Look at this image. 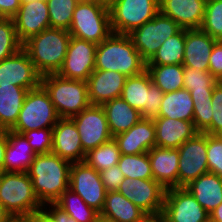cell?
I'll list each match as a JSON object with an SVG mask.
<instances>
[{"label": "cell", "instance_id": "cell-1", "mask_svg": "<svg viewBox=\"0 0 222 222\" xmlns=\"http://www.w3.org/2000/svg\"><path fill=\"white\" fill-rule=\"evenodd\" d=\"M71 164L52 152L36 154L27 173L42 205L55 203L69 188Z\"/></svg>", "mask_w": 222, "mask_h": 222}, {"label": "cell", "instance_id": "cell-2", "mask_svg": "<svg viewBox=\"0 0 222 222\" xmlns=\"http://www.w3.org/2000/svg\"><path fill=\"white\" fill-rule=\"evenodd\" d=\"M71 35L67 30L48 28L22 44L41 75L57 74L67 53Z\"/></svg>", "mask_w": 222, "mask_h": 222}, {"label": "cell", "instance_id": "cell-3", "mask_svg": "<svg viewBox=\"0 0 222 222\" xmlns=\"http://www.w3.org/2000/svg\"><path fill=\"white\" fill-rule=\"evenodd\" d=\"M95 70L116 71L127 77L136 76L146 70L128 34L111 33L97 45Z\"/></svg>", "mask_w": 222, "mask_h": 222}, {"label": "cell", "instance_id": "cell-4", "mask_svg": "<svg viewBox=\"0 0 222 222\" xmlns=\"http://www.w3.org/2000/svg\"><path fill=\"white\" fill-rule=\"evenodd\" d=\"M68 32L97 45L104 41L112 33L108 0H80Z\"/></svg>", "mask_w": 222, "mask_h": 222}, {"label": "cell", "instance_id": "cell-5", "mask_svg": "<svg viewBox=\"0 0 222 222\" xmlns=\"http://www.w3.org/2000/svg\"><path fill=\"white\" fill-rule=\"evenodd\" d=\"M41 85L47 91L60 118H71L91 105L86 81L47 74L41 76Z\"/></svg>", "mask_w": 222, "mask_h": 222}, {"label": "cell", "instance_id": "cell-6", "mask_svg": "<svg viewBox=\"0 0 222 222\" xmlns=\"http://www.w3.org/2000/svg\"><path fill=\"white\" fill-rule=\"evenodd\" d=\"M0 203L12 218H23L41 210L27 172H6L0 180Z\"/></svg>", "mask_w": 222, "mask_h": 222}, {"label": "cell", "instance_id": "cell-7", "mask_svg": "<svg viewBox=\"0 0 222 222\" xmlns=\"http://www.w3.org/2000/svg\"><path fill=\"white\" fill-rule=\"evenodd\" d=\"M59 119L47 91L40 84L27 92L17 122L10 131L23 134L25 131L53 128Z\"/></svg>", "mask_w": 222, "mask_h": 222}, {"label": "cell", "instance_id": "cell-8", "mask_svg": "<svg viewBox=\"0 0 222 222\" xmlns=\"http://www.w3.org/2000/svg\"><path fill=\"white\" fill-rule=\"evenodd\" d=\"M113 33L129 34L159 12V0H108Z\"/></svg>", "mask_w": 222, "mask_h": 222}, {"label": "cell", "instance_id": "cell-9", "mask_svg": "<svg viewBox=\"0 0 222 222\" xmlns=\"http://www.w3.org/2000/svg\"><path fill=\"white\" fill-rule=\"evenodd\" d=\"M164 92L151 79L147 70L136 76L127 77L121 98L138 110L142 118L158 117Z\"/></svg>", "mask_w": 222, "mask_h": 222}, {"label": "cell", "instance_id": "cell-10", "mask_svg": "<svg viewBox=\"0 0 222 222\" xmlns=\"http://www.w3.org/2000/svg\"><path fill=\"white\" fill-rule=\"evenodd\" d=\"M182 28L171 18L160 12L142 26L131 31L130 37L141 58L147 63L169 37Z\"/></svg>", "mask_w": 222, "mask_h": 222}, {"label": "cell", "instance_id": "cell-11", "mask_svg": "<svg viewBox=\"0 0 222 222\" xmlns=\"http://www.w3.org/2000/svg\"><path fill=\"white\" fill-rule=\"evenodd\" d=\"M178 187H185L202 174L208 173L207 134L198 132L179 148Z\"/></svg>", "mask_w": 222, "mask_h": 222}, {"label": "cell", "instance_id": "cell-12", "mask_svg": "<svg viewBox=\"0 0 222 222\" xmlns=\"http://www.w3.org/2000/svg\"><path fill=\"white\" fill-rule=\"evenodd\" d=\"M69 189L78 194L89 207L101 213L105 203L106 190L100 173L85 161L71 164Z\"/></svg>", "mask_w": 222, "mask_h": 222}, {"label": "cell", "instance_id": "cell-13", "mask_svg": "<svg viewBox=\"0 0 222 222\" xmlns=\"http://www.w3.org/2000/svg\"><path fill=\"white\" fill-rule=\"evenodd\" d=\"M165 222H208L209 213L185 187L167 189L163 211Z\"/></svg>", "mask_w": 222, "mask_h": 222}, {"label": "cell", "instance_id": "cell-14", "mask_svg": "<svg viewBox=\"0 0 222 222\" xmlns=\"http://www.w3.org/2000/svg\"><path fill=\"white\" fill-rule=\"evenodd\" d=\"M118 192L147 215H158L163 211L166 189L154 179L124 178Z\"/></svg>", "mask_w": 222, "mask_h": 222}, {"label": "cell", "instance_id": "cell-15", "mask_svg": "<svg viewBox=\"0 0 222 222\" xmlns=\"http://www.w3.org/2000/svg\"><path fill=\"white\" fill-rule=\"evenodd\" d=\"M71 119L77 127L85 153L113 138L101 105H90Z\"/></svg>", "mask_w": 222, "mask_h": 222}, {"label": "cell", "instance_id": "cell-16", "mask_svg": "<svg viewBox=\"0 0 222 222\" xmlns=\"http://www.w3.org/2000/svg\"><path fill=\"white\" fill-rule=\"evenodd\" d=\"M97 44L71 36L60 77L87 81L95 70Z\"/></svg>", "mask_w": 222, "mask_h": 222}, {"label": "cell", "instance_id": "cell-17", "mask_svg": "<svg viewBox=\"0 0 222 222\" xmlns=\"http://www.w3.org/2000/svg\"><path fill=\"white\" fill-rule=\"evenodd\" d=\"M10 84L28 90L41 84V75L23 48L16 54L0 61V85Z\"/></svg>", "mask_w": 222, "mask_h": 222}, {"label": "cell", "instance_id": "cell-18", "mask_svg": "<svg viewBox=\"0 0 222 222\" xmlns=\"http://www.w3.org/2000/svg\"><path fill=\"white\" fill-rule=\"evenodd\" d=\"M13 20L17 37L23 44L30 37L50 28L47 1L22 2Z\"/></svg>", "mask_w": 222, "mask_h": 222}, {"label": "cell", "instance_id": "cell-19", "mask_svg": "<svg viewBox=\"0 0 222 222\" xmlns=\"http://www.w3.org/2000/svg\"><path fill=\"white\" fill-rule=\"evenodd\" d=\"M52 153L71 163L84 161L86 153L71 118H60L52 128Z\"/></svg>", "mask_w": 222, "mask_h": 222}, {"label": "cell", "instance_id": "cell-20", "mask_svg": "<svg viewBox=\"0 0 222 222\" xmlns=\"http://www.w3.org/2000/svg\"><path fill=\"white\" fill-rule=\"evenodd\" d=\"M206 0H159V12L173 19L182 29H200Z\"/></svg>", "mask_w": 222, "mask_h": 222}, {"label": "cell", "instance_id": "cell-21", "mask_svg": "<svg viewBox=\"0 0 222 222\" xmlns=\"http://www.w3.org/2000/svg\"><path fill=\"white\" fill-rule=\"evenodd\" d=\"M113 138L122 155L146 153L156 146V128L153 119L141 118L129 130Z\"/></svg>", "mask_w": 222, "mask_h": 222}, {"label": "cell", "instance_id": "cell-22", "mask_svg": "<svg viewBox=\"0 0 222 222\" xmlns=\"http://www.w3.org/2000/svg\"><path fill=\"white\" fill-rule=\"evenodd\" d=\"M126 79V75L116 71L94 70L86 81L91 105L120 97Z\"/></svg>", "mask_w": 222, "mask_h": 222}, {"label": "cell", "instance_id": "cell-23", "mask_svg": "<svg viewBox=\"0 0 222 222\" xmlns=\"http://www.w3.org/2000/svg\"><path fill=\"white\" fill-rule=\"evenodd\" d=\"M153 122L156 128V146L161 148L178 149L198 133L193 121L156 117Z\"/></svg>", "mask_w": 222, "mask_h": 222}, {"label": "cell", "instance_id": "cell-24", "mask_svg": "<svg viewBox=\"0 0 222 222\" xmlns=\"http://www.w3.org/2000/svg\"><path fill=\"white\" fill-rule=\"evenodd\" d=\"M217 40L201 29H185L184 67L208 71L209 57Z\"/></svg>", "mask_w": 222, "mask_h": 222}, {"label": "cell", "instance_id": "cell-25", "mask_svg": "<svg viewBox=\"0 0 222 222\" xmlns=\"http://www.w3.org/2000/svg\"><path fill=\"white\" fill-rule=\"evenodd\" d=\"M153 179L166 190L178 187V149L154 146L148 151Z\"/></svg>", "mask_w": 222, "mask_h": 222}, {"label": "cell", "instance_id": "cell-26", "mask_svg": "<svg viewBox=\"0 0 222 222\" xmlns=\"http://www.w3.org/2000/svg\"><path fill=\"white\" fill-rule=\"evenodd\" d=\"M185 188L209 214L222 202V177L217 174H202Z\"/></svg>", "mask_w": 222, "mask_h": 222}, {"label": "cell", "instance_id": "cell-27", "mask_svg": "<svg viewBox=\"0 0 222 222\" xmlns=\"http://www.w3.org/2000/svg\"><path fill=\"white\" fill-rule=\"evenodd\" d=\"M35 156L23 134L8 130V144L3 164L6 172H27Z\"/></svg>", "mask_w": 222, "mask_h": 222}, {"label": "cell", "instance_id": "cell-28", "mask_svg": "<svg viewBox=\"0 0 222 222\" xmlns=\"http://www.w3.org/2000/svg\"><path fill=\"white\" fill-rule=\"evenodd\" d=\"M101 106L105 111L109 131L113 137L126 132L142 118L140 112L121 97L107 101Z\"/></svg>", "mask_w": 222, "mask_h": 222}, {"label": "cell", "instance_id": "cell-29", "mask_svg": "<svg viewBox=\"0 0 222 222\" xmlns=\"http://www.w3.org/2000/svg\"><path fill=\"white\" fill-rule=\"evenodd\" d=\"M100 214L117 222H140L147 215L118 191L106 192Z\"/></svg>", "mask_w": 222, "mask_h": 222}, {"label": "cell", "instance_id": "cell-30", "mask_svg": "<svg viewBox=\"0 0 222 222\" xmlns=\"http://www.w3.org/2000/svg\"><path fill=\"white\" fill-rule=\"evenodd\" d=\"M29 90L16 85H0V124L10 130L17 122Z\"/></svg>", "mask_w": 222, "mask_h": 222}, {"label": "cell", "instance_id": "cell-31", "mask_svg": "<svg viewBox=\"0 0 222 222\" xmlns=\"http://www.w3.org/2000/svg\"><path fill=\"white\" fill-rule=\"evenodd\" d=\"M194 104L190 91L180 89L164 93L158 117L193 121Z\"/></svg>", "mask_w": 222, "mask_h": 222}, {"label": "cell", "instance_id": "cell-32", "mask_svg": "<svg viewBox=\"0 0 222 222\" xmlns=\"http://www.w3.org/2000/svg\"><path fill=\"white\" fill-rule=\"evenodd\" d=\"M152 82L164 93L184 88V66L182 64L146 65Z\"/></svg>", "mask_w": 222, "mask_h": 222}, {"label": "cell", "instance_id": "cell-33", "mask_svg": "<svg viewBox=\"0 0 222 222\" xmlns=\"http://www.w3.org/2000/svg\"><path fill=\"white\" fill-rule=\"evenodd\" d=\"M185 49V29L169 37L146 65L182 64Z\"/></svg>", "mask_w": 222, "mask_h": 222}, {"label": "cell", "instance_id": "cell-34", "mask_svg": "<svg viewBox=\"0 0 222 222\" xmlns=\"http://www.w3.org/2000/svg\"><path fill=\"white\" fill-rule=\"evenodd\" d=\"M77 222H96L99 212L89 207L84 200L71 189L65 190L55 202Z\"/></svg>", "mask_w": 222, "mask_h": 222}, {"label": "cell", "instance_id": "cell-35", "mask_svg": "<svg viewBox=\"0 0 222 222\" xmlns=\"http://www.w3.org/2000/svg\"><path fill=\"white\" fill-rule=\"evenodd\" d=\"M120 156L121 152L117 142L112 138L97 148L88 151L84 161L96 171L101 172L118 165Z\"/></svg>", "mask_w": 222, "mask_h": 222}, {"label": "cell", "instance_id": "cell-36", "mask_svg": "<svg viewBox=\"0 0 222 222\" xmlns=\"http://www.w3.org/2000/svg\"><path fill=\"white\" fill-rule=\"evenodd\" d=\"M118 166L125 178L153 179L148 152L120 156Z\"/></svg>", "mask_w": 222, "mask_h": 222}, {"label": "cell", "instance_id": "cell-37", "mask_svg": "<svg viewBox=\"0 0 222 222\" xmlns=\"http://www.w3.org/2000/svg\"><path fill=\"white\" fill-rule=\"evenodd\" d=\"M50 28L69 30L73 12L80 0H46Z\"/></svg>", "mask_w": 222, "mask_h": 222}, {"label": "cell", "instance_id": "cell-38", "mask_svg": "<svg viewBox=\"0 0 222 222\" xmlns=\"http://www.w3.org/2000/svg\"><path fill=\"white\" fill-rule=\"evenodd\" d=\"M22 48L13 18L0 20V61L16 54Z\"/></svg>", "mask_w": 222, "mask_h": 222}, {"label": "cell", "instance_id": "cell-39", "mask_svg": "<svg viewBox=\"0 0 222 222\" xmlns=\"http://www.w3.org/2000/svg\"><path fill=\"white\" fill-rule=\"evenodd\" d=\"M216 40H222V0H208L200 28Z\"/></svg>", "mask_w": 222, "mask_h": 222}, {"label": "cell", "instance_id": "cell-40", "mask_svg": "<svg viewBox=\"0 0 222 222\" xmlns=\"http://www.w3.org/2000/svg\"><path fill=\"white\" fill-rule=\"evenodd\" d=\"M184 89L200 91L214 89L218 80L209 71H199L191 67H184Z\"/></svg>", "mask_w": 222, "mask_h": 222}, {"label": "cell", "instance_id": "cell-41", "mask_svg": "<svg viewBox=\"0 0 222 222\" xmlns=\"http://www.w3.org/2000/svg\"><path fill=\"white\" fill-rule=\"evenodd\" d=\"M23 135L27 138L35 154L52 152V128L25 131Z\"/></svg>", "mask_w": 222, "mask_h": 222}, {"label": "cell", "instance_id": "cell-42", "mask_svg": "<svg viewBox=\"0 0 222 222\" xmlns=\"http://www.w3.org/2000/svg\"><path fill=\"white\" fill-rule=\"evenodd\" d=\"M207 162L209 172L222 177V135L207 134Z\"/></svg>", "mask_w": 222, "mask_h": 222}, {"label": "cell", "instance_id": "cell-43", "mask_svg": "<svg viewBox=\"0 0 222 222\" xmlns=\"http://www.w3.org/2000/svg\"><path fill=\"white\" fill-rule=\"evenodd\" d=\"M211 127L205 132L208 135H222V87L217 84L212 94Z\"/></svg>", "mask_w": 222, "mask_h": 222}, {"label": "cell", "instance_id": "cell-44", "mask_svg": "<svg viewBox=\"0 0 222 222\" xmlns=\"http://www.w3.org/2000/svg\"><path fill=\"white\" fill-rule=\"evenodd\" d=\"M212 102L194 104L193 123L198 132L205 133L211 127Z\"/></svg>", "mask_w": 222, "mask_h": 222}, {"label": "cell", "instance_id": "cell-45", "mask_svg": "<svg viewBox=\"0 0 222 222\" xmlns=\"http://www.w3.org/2000/svg\"><path fill=\"white\" fill-rule=\"evenodd\" d=\"M99 173L106 192L118 191L120 183L125 178L118 165L112 166Z\"/></svg>", "mask_w": 222, "mask_h": 222}, {"label": "cell", "instance_id": "cell-46", "mask_svg": "<svg viewBox=\"0 0 222 222\" xmlns=\"http://www.w3.org/2000/svg\"><path fill=\"white\" fill-rule=\"evenodd\" d=\"M208 71L219 81L222 78V40H217L209 57Z\"/></svg>", "mask_w": 222, "mask_h": 222}, {"label": "cell", "instance_id": "cell-47", "mask_svg": "<svg viewBox=\"0 0 222 222\" xmlns=\"http://www.w3.org/2000/svg\"><path fill=\"white\" fill-rule=\"evenodd\" d=\"M43 209L50 215L54 222H77L55 203L45 204L43 205Z\"/></svg>", "mask_w": 222, "mask_h": 222}, {"label": "cell", "instance_id": "cell-48", "mask_svg": "<svg viewBox=\"0 0 222 222\" xmlns=\"http://www.w3.org/2000/svg\"><path fill=\"white\" fill-rule=\"evenodd\" d=\"M21 0H0V13L4 18H13L20 6Z\"/></svg>", "mask_w": 222, "mask_h": 222}, {"label": "cell", "instance_id": "cell-49", "mask_svg": "<svg viewBox=\"0 0 222 222\" xmlns=\"http://www.w3.org/2000/svg\"><path fill=\"white\" fill-rule=\"evenodd\" d=\"M193 104H203L212 101L213 89L190 91Z\"/></svg>", "mask_w": 222, "mask_h": 222}, {"label": "cell", "instance_id": "cell-50", "mask_svg": "<svg viewBox=\"0 0 222 222\" xmlns=\"http://www.w3.org/2000/svg\"><path fill=\"white\" fill-rule=\"evenodd\" d=\"M23 219L25 222H54L43 208L26 215Z\"/></svg>", "mask_w": 222, "mask_h": 222}, {"label": "cell", "instance_id": "cell-51", "mask_svg": "<svg viewBox=\"0 0 222 222\" xmlns=\"http://www.w3.org/2000/svg\"><path fill=\"white\" fill-rule=\"evenodd\" d=\"M8 144V130L0 135V165L4 164L6 148Z\"/></svg>", "mask_w": 222, "mask_h": 222}, {"label": "cell", "instance_id": "cell-52", "mask_svg": "<svg viewBox=\"0 0 222 222\" xmlns=\"http://www.w3.org/2000/svg\"><path fill=\"white\" fill-rule=\"evenodd\" d=\"M211 222H222V202L209 214Z\"/></svg>", "mask_w": 222, "mask_h": 222}, {"label": "cell", "instance_id": "cell-53", "mask_svg": "<svg viewBox=\"0 0 222 222\" xmlns=\"http://www.w3.org/2000/svg\"><path fill=\"white\" fill-rule=\"evenodd\" d=\"M140 222H165L162 214L146 215Z\"/></svg>", "mask_w": 222, "mask_h": 222}, {"label": "cell", "instance_id": "cell-54", "mask_svg": "<svg viewBox=\"0 0 222 222\" xmlns=\"http://www.w3.org/2000/svg\"><path fill=\"white\" fill-rule=\"evenodd\" d=\"M12 216L6 211L4 206L0 203V222H9Z\"/></svg>", "mask_w": 222, "mask_h": 222}, {"label": "cell", "instance_id": "cell-55", "mask_svg": "<svg viewBox=\"0 0 222 222\" xmlns=\"http://www.w3.org/2000/svg\"><path fill=\"white\" fill-rule=\"evenodd\" d=\"M96 222H117V221H115L113 219H110V218H107V217L99 214V216L97 217Z\"/></svg>", "mask_w": 222, "mask_h": 222}, {"label": "cell", "instance_id": "cell-56", "mask_svg": "<svg viewBox=\"0 0 222 222\" xmlns=\"http://www.w3.org/2000/svg\"><path fill=\"white\" fill-rule=\"evenodd\" d=\"M5 173L6 171L4 169V165H0V180L2 179Z\"/></svg>", "mask_w": 222, "mask_h": 222}, {"label": "cell", "instance_id": "cell-57", "mask_svg": "<svg viewBox=\"0 0 222 222\" xmlns=\"http://www.w3.org/2000/svg\"><path fill=\"white\" fill-rule=\"evenodd\" d=\"M9 222H25L23 218H12Z\"/></svg>", "mask_w": 222, "mask_h": 222}, {"label": "cell", "instance_id": "cell-58", "mask_svg": "<svg viewBox=\"0 0 222 222\" xmlns=\"http://www.w3.org/2000/svg\"><path fill=\"white\" fill-rule=\"evenodd\" d=\"M6 132V130L4 129V127L0 124V135L4 134Z\"/></svg>", "mask_w": 222, "mask_h": 222}, {"label": "cell", "instance_id": "cell-59", "mask_svg": "<svg viewBox=\"0 0 222 222\" xmlns=\"http://www.w3.org/2000/svg\"><path fill=\"white\" fill-rule=\"evenodd\" d=\"M31 1H37V0H21V2H31Z\"/></svg>", "mask_w": 222, "mask_h": 222}]
</instances>
